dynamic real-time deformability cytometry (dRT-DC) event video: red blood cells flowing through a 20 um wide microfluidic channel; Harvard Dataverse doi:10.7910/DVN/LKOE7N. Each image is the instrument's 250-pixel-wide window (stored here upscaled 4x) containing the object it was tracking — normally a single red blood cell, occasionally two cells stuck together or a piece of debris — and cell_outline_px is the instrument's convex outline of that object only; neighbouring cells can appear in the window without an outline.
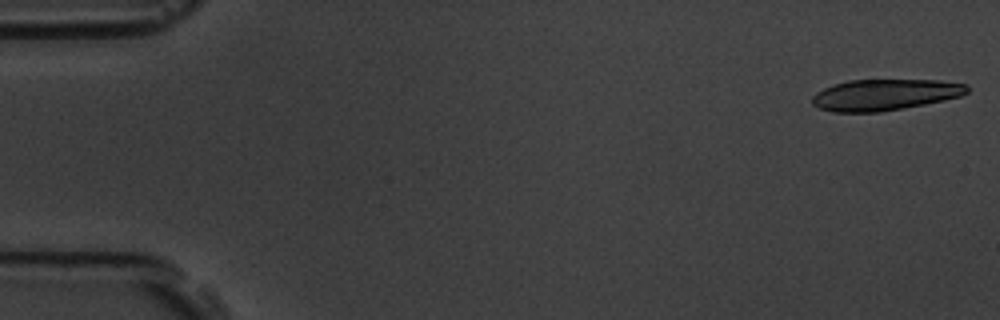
{"species": "common noctule bat (a hibernating species)", "species_latin": "Nyctalus noctula", "temperature_condition": "room temperature", "stored_images_in_passage": 6, "camera_frame_rate_fps": 3000, "um_per_image_px": 0.085, "animal": {"sex": "male", "body_mass_g": 19.5, "forearm_length_mm": 54.6}, "frame": {"image": 1, "passage_image": 1, "time_ms": 0.0, "image_size_px": [1000, 320], "cell_outline_px": [[968, 92], [960, 96], [944, 100], [924, 104], [880, 112], [832, 112], [820, 108], [812, 104], [812, 96], [816, 92], [824, 88], [848, 80], [940, 80], [968, 84]], "centroid_in_image_um": [75.21, 8.05], "position_along_channel_um": 9.8, "area_um2": 28.09}}